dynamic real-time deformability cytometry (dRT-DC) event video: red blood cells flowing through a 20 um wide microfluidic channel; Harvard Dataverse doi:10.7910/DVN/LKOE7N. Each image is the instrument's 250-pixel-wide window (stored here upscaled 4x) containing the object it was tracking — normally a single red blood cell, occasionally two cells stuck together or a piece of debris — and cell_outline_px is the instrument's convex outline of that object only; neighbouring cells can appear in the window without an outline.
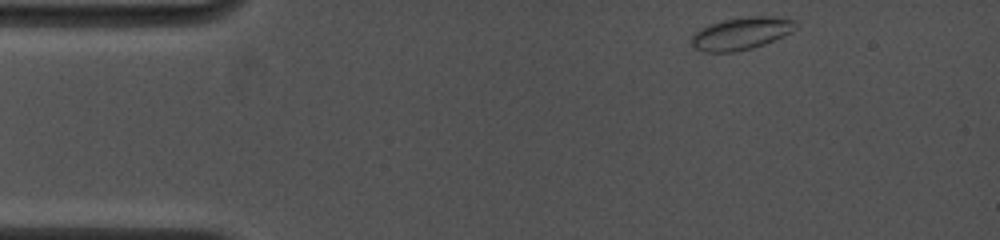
{"species": "common noctule bat (a hibernating species)", "species_latin": "Nyctalus noctula", "temperature_condition": "cold", "stored_images_in_passage": 24, "camera_frame_rate_fps": 4500, "um_per_image_px": 0.085, "animal": {"sex": "female", "body_mass_g": 19.0, "forearm_length_mm": 53.3}, "frame": {"image": 1, "passage_image": 1, "time_ms": 0.0, "image_size_px": [1000, 240], "cell_outline_px": [[796, 28], [784, 36], [764, 44], [752, 48], [736, 52], [704, 52], [696, 48], [692, 44], [692, 36], [700, 28], [708, 24], [724, 20], [748, 16], [768, 16], [796, 20]], "centroid_in_image_um": [63.01, 2.84], "position_along_channel_um": 22.0, "area_um2": 19.59}}
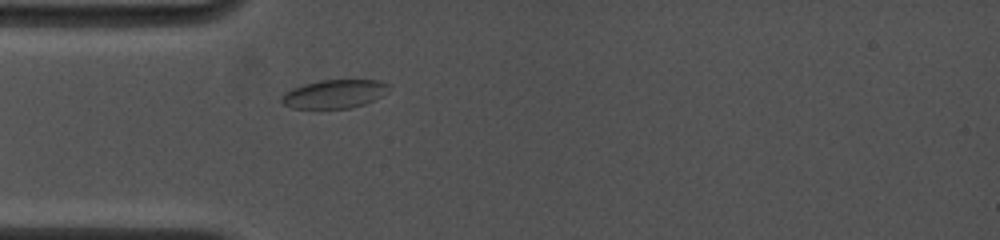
{"frame": {"image": 2, "passage_image": 15, "time_ms": 2.667, "image_size_px": [1000, 240], "cell_outline_px": [[392, 84], [380, 96], [364, 104], [352, 108], [292, 108], [284, 104], [280, 100], [284, 92], [292, 88], [304, 84], [320, 80], [380, 80]], "centroid_in_image_um": [28.4, 7.98], "position_along_channel_um": 56.6, "area_um2": 17.74}}
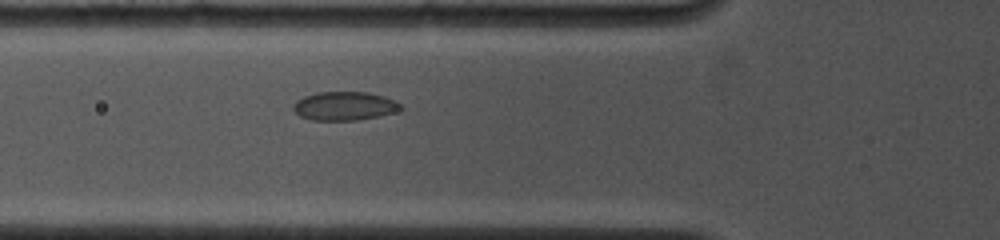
{"frame": {"image": 3, "passage_image": 22, "time_ms": 3.778, "image_size_px": [1000, 240], "cell_outline_px": [[404, 108], [380, 116], [356, 120], [312, 120], [300, 116], [292, 108], [292, 104], [296, 100], [304, 96], [316, 92], [368, 92], [384, 96], [396, 100], [404, 104]], "centroid_in_image_um": [29.3, 9.0], "position_along_channel_um": 96.5, "area_um2": 18.15}}